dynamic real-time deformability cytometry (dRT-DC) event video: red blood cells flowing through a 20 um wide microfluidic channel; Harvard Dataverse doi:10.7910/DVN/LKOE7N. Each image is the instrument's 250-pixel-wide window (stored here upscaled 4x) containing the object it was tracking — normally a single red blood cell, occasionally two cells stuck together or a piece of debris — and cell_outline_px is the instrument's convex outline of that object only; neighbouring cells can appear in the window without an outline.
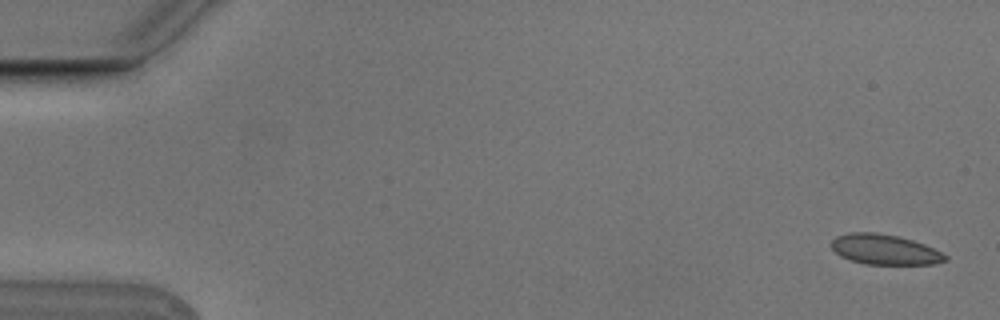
{"species": "Egyptian fruit bat (a non-hibernating species)", "species_latin": "Rousettus aegyptiacus", "temperature_condition": "cold", "stored_images_in_passage": 7, "camera_frame_rate_fps": 3000, "um_per_image_px": 0.085, "animal": {"sex": "male"}, "frame": {"image": 1, "passage_image": 1, "time_ms": 0.0, "image_size_px": [1000, 320], "cell_outline_px": [[948, 260], [936, 264], [864, 264], [840, 256], [832, 248], [832, 240], [836, 236], [848, 232], [876, 232], [896, 236], [912, 240], [924, 244], [948, 256]], "centroid_in_image_um": [75.2, 21.21], "position_along_channel_um": 9.8, "area_um2": 19.94}}
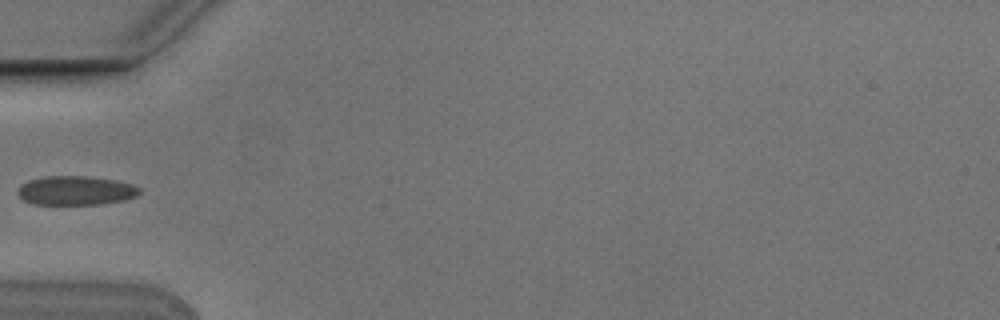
{"frame": {"image": 2, "passage_image": 6, "time_ms": 1.667, "image_size_px": [1000, 320], "cell_outline_px": [[140, 192], [136, 196], [124, 200], [100, 204], [32, 204], [24, 200], [16, 192], [20, 184], [28, 180], [44, 176], [84, 176], [116, 180], [132, 184], [140, 188]], "centroid_in_image_um": [6.41, 16.19], "position_along_channel_um": 78.6, "area_um2": 20.69}}
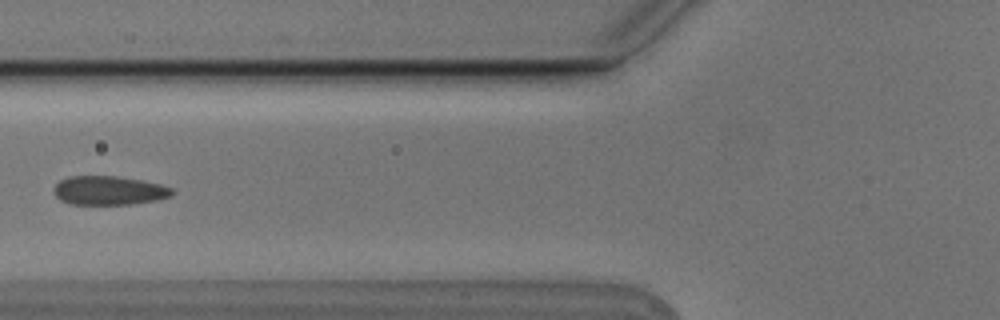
{"frame": {"image": 3, "passage_image": 7, "time_ms": 2.0, "image_size_px": [1000, 320], "cell_outline_px": [[176, 192], [172, 196], [160, 200], [132, 204], [68, 204], [60, 200], [52, 192], [52, 188], [60, 180], [68, 176], [116, 176], [140, 180], [160, 184], [172, 188]], "centroid_in_image_um": [9.26, 16.2], "position_along_channel_um": 116.5, "area_um2": 20.23}}